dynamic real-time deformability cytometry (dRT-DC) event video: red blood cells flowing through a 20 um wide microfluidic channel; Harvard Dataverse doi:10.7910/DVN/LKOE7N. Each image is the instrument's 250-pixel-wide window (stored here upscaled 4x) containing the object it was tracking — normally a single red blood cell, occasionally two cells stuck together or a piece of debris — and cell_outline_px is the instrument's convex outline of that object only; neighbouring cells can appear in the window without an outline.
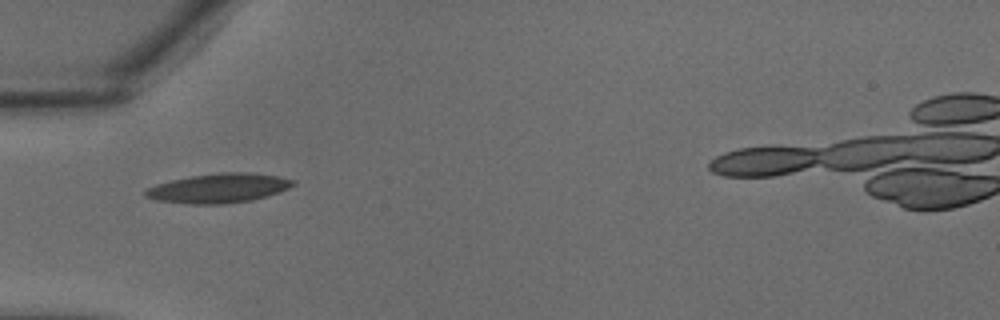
{"species": "common noctule bat (a hibernating species)", "species_latin": "Nyctalus noctula", "temperature_condition": "warm", "stored_images_in_passage": 25, "camera_frame_rate_fps": 3000, "um_per_image_px": 0.085, "animal": {"sex": "male", "body_mass_g": 18.8}, "frame": {"image": 1, "passage_image": 1, "time_ms": 0.0, "image_size_px": [1000, 320], "cell_outline_px": [[296, 184], [280, 192], [268, 196], [252, 200], [224, 204], [188, 204], [156, 200], [144, 196], [144, 192], [148, 188], [156, 184], [172, 180], [192, 176], [220, 172], [244, 172], [276, 176], [296, 180]], "centroid_in_image_um": [18.6, 16.0], "position_along_channel_um": 66.4, "area_um2": 25.26}}
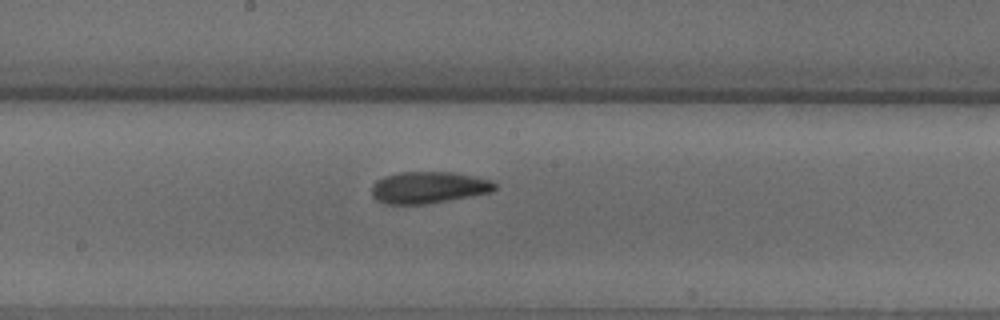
{"frame": {"image": 2, "passage_image": 9, "time_ms": 2.667, "image_size_px": [1000, 320], "cell_outline_px": [[496, 188], [492, 192], [428, 204], [384, 204], [376, 200], [372, 196], [372, 188], [376, 180], [384, 176], [400, 172], [452, 172], [476, 176], [492, 180], [496, 184]], "centroid_in_image_um": [36.43, 15.93], "position_along_channel_um": 211.8, "area_um2": 22.95}}
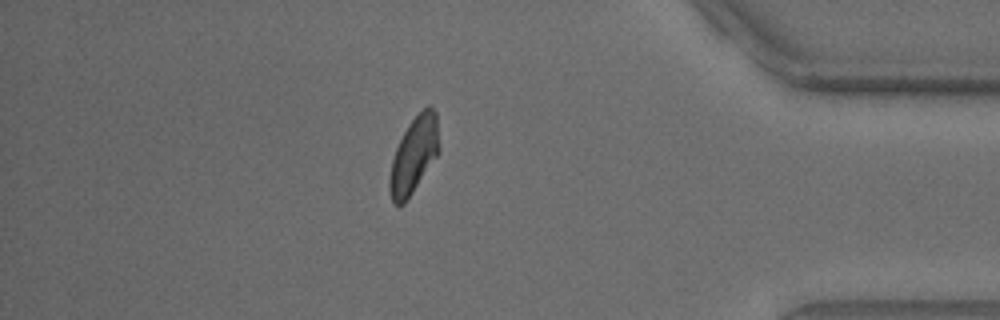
{"frame": {"image": 3, "passage_image": 21, "time_ms": 6.667, "image_size_px": [1000, 320], "cell_outline_px": [[440, 152], [404, 204], [396, 204], [392, 200], [388, 188], [388, 180], [392, 160], [396, 148], [408, 124], [428, 104], [432, 104], [436, 112], [440, 144]], "centroid_in_image_um": [35.2, 13.15], "position_along_channel_um": 400.0, "area_um2": 22.08}}